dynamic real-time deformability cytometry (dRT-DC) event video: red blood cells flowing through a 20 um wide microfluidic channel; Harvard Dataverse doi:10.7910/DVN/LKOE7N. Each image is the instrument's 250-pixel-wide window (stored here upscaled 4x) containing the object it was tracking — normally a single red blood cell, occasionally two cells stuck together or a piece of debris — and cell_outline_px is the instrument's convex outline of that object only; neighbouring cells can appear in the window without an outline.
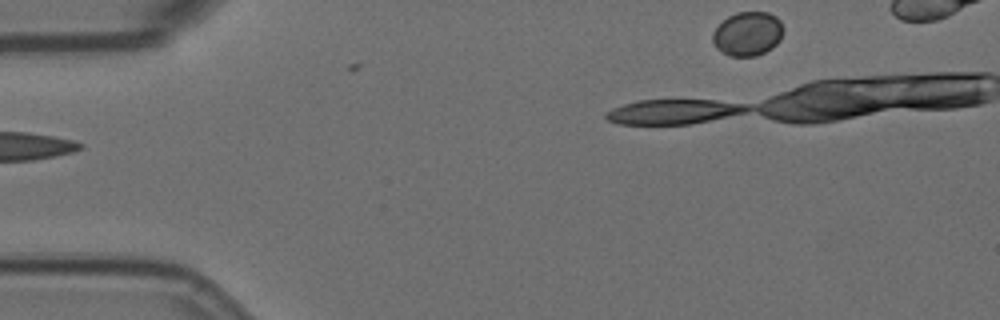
{"species": "Egyptian fruit bat (a non-hibernating species)", "species_latin": "Rousettus aegyptiacus", "temperature_condition": "room temperature", "stored_images_in_passage": 5, "segment_of_instrument_passage": [2, 2], "camera_frame_rate_fps": 3000, "um_per_image_px": 0.085, "animal": {"sex": "female"}, "frame": {"image": 1, "passage_image": 5, "time_ms": 1.333, "image_size_px": [1000, 320], "cell_outline_px": [[784, 28], [780, 40], [772, 48], [756, 56], [732, 56], [716, 48], [712, 40], [712, 32], [728, 16], [736, 12], [768, 12], [776, 16], [780, 20]], "centroid_in_image_um": [63.57, 2.86], "position_along_channel_um": 21.4, "area_um2": 18.15}}